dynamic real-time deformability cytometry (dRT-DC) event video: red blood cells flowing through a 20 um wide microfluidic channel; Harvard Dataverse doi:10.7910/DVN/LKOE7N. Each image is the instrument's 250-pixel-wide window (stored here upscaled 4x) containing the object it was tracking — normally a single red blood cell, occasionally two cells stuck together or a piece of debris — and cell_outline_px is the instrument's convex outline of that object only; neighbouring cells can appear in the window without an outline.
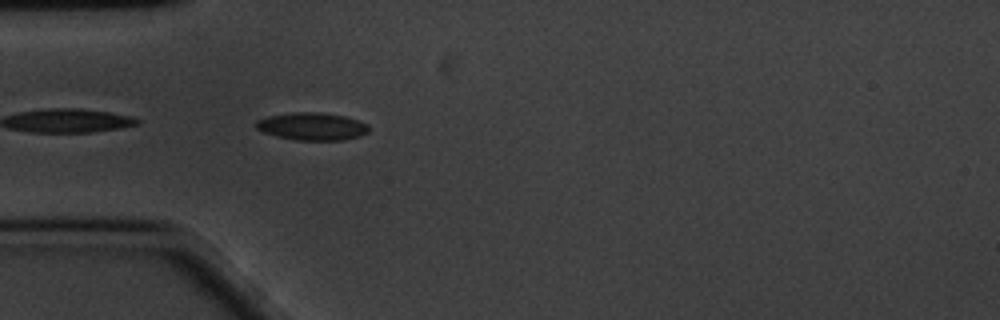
{"species": "common noctule bat (a hibernating species)", "species_latin": "Nyctalus noctula", "temperature_condition": "cold", "stored_images_in_passage": 43, "camera_frame_rate_fps": 3000, "um_per_image_px": 0.085, "animal": {"sex": "male", "body_mass_g": 20.1, "forearm_length_mm": 53.5}, "frame": {"image": 1, "passage_image": 2, "time_ms": 0.333, "image_size_px": [1000, 320], "cell_outline_px": [[368, 132], [360, 136], [344, 140], [296, 140], [276, 136], [264, 132], [256, 128], [256, 120], [268, 116], [292, 112], [320, 112], [344, 116], [368, 124]], "centroid_in_image_um": [26.52, 10.74], "position_along_channel_um": 58.5, "area_um2": 18.09}}
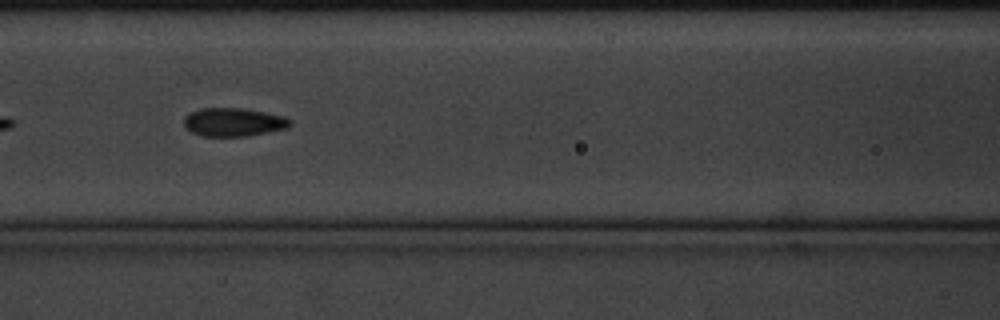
{"frame": {"image": 2, "passage_image": 10, "time_ms": 3.0, "image_size_px": [1000, 320], "cell_outline_px": [[292, 124], [288, 128], [248, 136], [200, 136], [192, 132], [184, 124], [184, 116], [188, 112], [200, 108], [244, 108], [284, 116], [292, 120]], "centroid_in_image_um": [19.85, 10.37], "position_along_channel_um": 146.7, "area_um2": 17.74}}
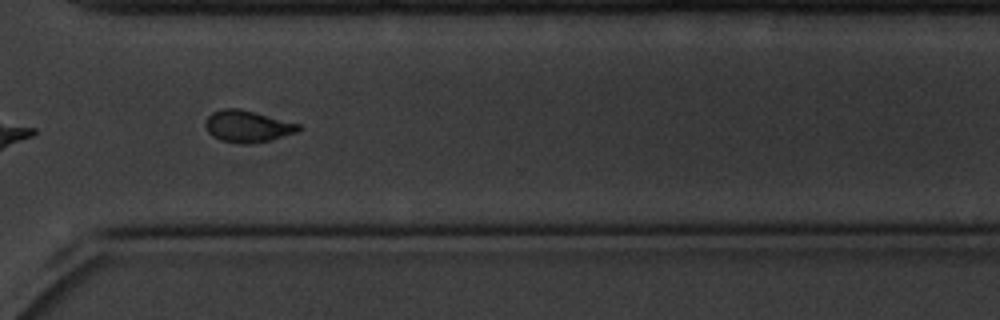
{"frame": {"image": 3, "passage_image": 28, "time_ms": 9.0, "image_size_px": [1000, 320], "cell_outline_px": [[304, 128], [296, 132], [268, 140], [220, 140], [212, 136], [208, 132], [204, 124], [208, 116], [212, 112], [224, 108], [240, 108], [300, 124]], "centroid_in_image_um": [21.03, 10.67], "position_along_channel_um": 349.6, "area_um2": 16.42}, "authors_computed_cell_mechanics": {"area_um2": 17.1666, "velocity_mm_per_s": 3.3898, "shape_relaxation_time_tau1_ms": 3.551, "shape_relaxation_time_tau2_ms": 1.3158, "deformation_change_tau1": 0.0939, "deformation_change_tau2": 0.062}}